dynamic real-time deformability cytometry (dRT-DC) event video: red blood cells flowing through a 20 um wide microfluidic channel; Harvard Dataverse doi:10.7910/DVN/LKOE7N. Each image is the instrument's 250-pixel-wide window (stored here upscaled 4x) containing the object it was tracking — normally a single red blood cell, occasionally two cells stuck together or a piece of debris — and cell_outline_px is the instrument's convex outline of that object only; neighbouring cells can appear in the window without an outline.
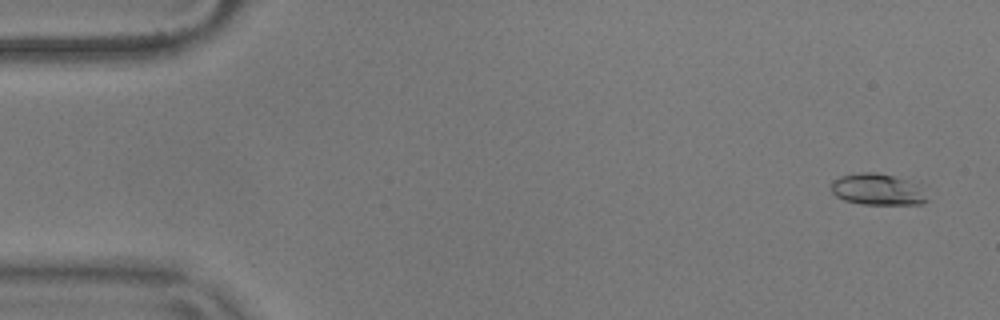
{"species": "common noctule bat (a hibernating species)", "species_latin": "Nyctalus noctula", "temperature_condition": "warm", "stored_images_in_passage": 56, "camera_frame_rate_fps": 3000, "um_per_image_px": 0.085, "animal": {"sex": "male", "body_mass_g": 17.9}, "frame": {"image": 1, "passage_image": 3, "time_ms": 0.667, "image_size_px": [1000, 320], "cell_outline_px": [[928, 200], [920, 204], [860, 204], [844, 200], [836, 196], [832, 192], [832, 180], [840, 176], [860, 172], [876, 172], [908, 180], [916, 184]], "centroid_in_image_um": [74.53, 16.1], "position_along_channel_um": 10.5, "area_um2": 17.34}}
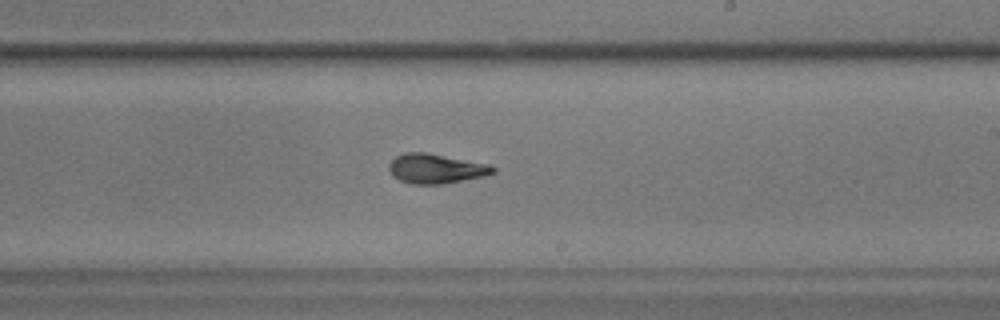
{"frame": {"image": 2, "passage_image": 33, "time_ms": 10.667, "image_size_px": [1000, 320], "cell_outline_px": [[496, 172], [484, 176], [444, 184], [412, 184], [400, 180], [392, 176], [388, 168], [388, 164], [396, 156], [404, 152], [424, 152], [492, 164], [496, 168]], "centroid_in_image_um": [37.07, 14.33], "position_along_channel_um": 251.9, "area_um2": 18.15}}
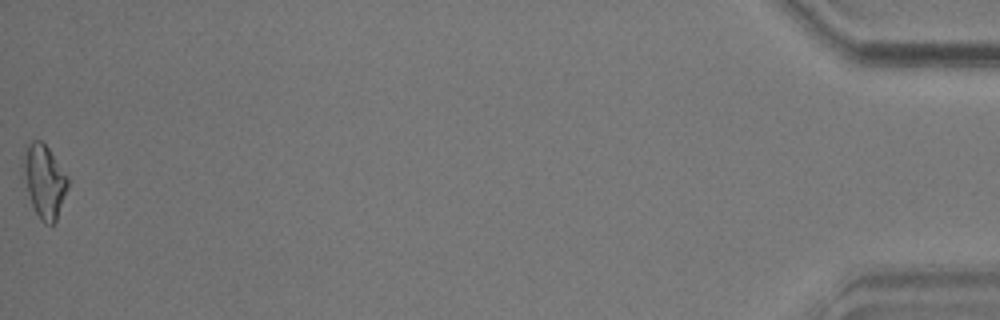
{"frame": {"image": 3, "passage_image": 56, "time_ms": 18.333, "image_size_px": [1000, 320], "cell_outline_px": [[68, 188], [56, 220], [52, 224], [44, 224], [40, 220], [32, 204], [28, 192], [20, 164], [20, 156], [24, 144], [32, 140], [40, 140], [48, 148], [68, 176]], "centroid_in_image_um": [3.71, 15.33], "position_along_channel_um": 431.5, "area_um2": 19.36}, "authors_computed_cell_mechanics": {"area_um2": 17.629, "velocity_mm_per_s": 3.6366, "shape_relaxation_time_tau1_ms": 7.2543, "shape_relaxation_time_tau2_ms": 1.9529, "deformation_change_tau1": 0.1842, "deformation_change_tau2": 0.0914}}